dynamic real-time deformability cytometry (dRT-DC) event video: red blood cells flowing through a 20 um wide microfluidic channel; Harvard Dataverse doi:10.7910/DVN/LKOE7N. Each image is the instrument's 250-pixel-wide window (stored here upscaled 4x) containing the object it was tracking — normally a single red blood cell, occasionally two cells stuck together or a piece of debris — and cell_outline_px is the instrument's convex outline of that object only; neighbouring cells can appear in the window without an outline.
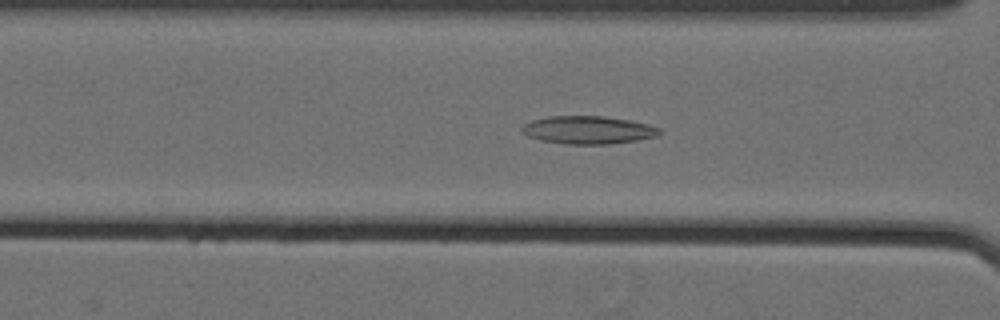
{"species": "Egyptian fruit bat (a non-hibernating species)", "species_latin": "Rousettus aegyptiacus", "temperature_condition": "cold", "stored_images_in_passage": 60, "camera_frame_rate_fps": 3000, "um_per_image_px": 0.085, "animal": {"sex": "female"}, "frame": {"image": 1, "passage_image": 28, "time_ms": 9.0, "image_size_px": [1000, 320], "cell_outline_px": [[660, 132], [656, 136], [636, 140], [608, 144], [564, 144], [540, 140], [528, 136], [520, 132], [520, 128], [524, 124], [532, 120], [548, 116], [604, 116], [632, 120], [648, 124], [660, 128]], "centroid_in_image_um": [49.95, 11.04], "position_along_channel_um": 116.6, "area_um2": 22.48}}
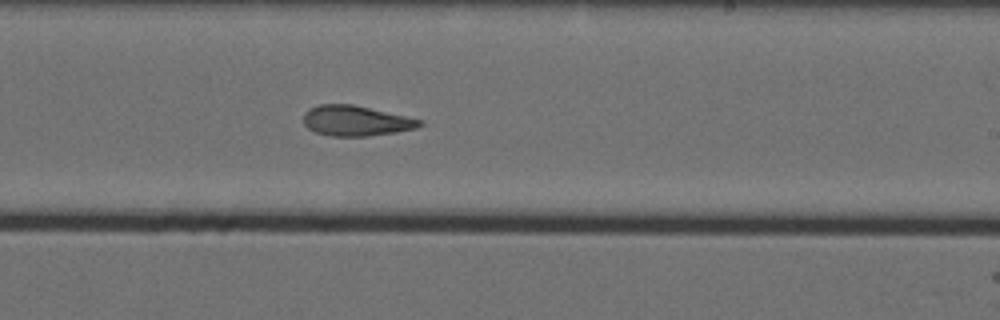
{"frame": {"image": 2, "passage_image": 40, "time_ms": 13.0, "image_size_px": [1000, 320], "cell_outline_px": [[424, 124], [416, 128], [396, 132], [368, 136], [332, 136], [316, 132], [308, 128], [304, 124], [304, 112], [308, 108], [320, 104], [352, 104], [424, 120]], "centroid_in_image_um": [30.26, 10.26], "position_along_channel_um": 258.7, "area_um2": 20.52}}
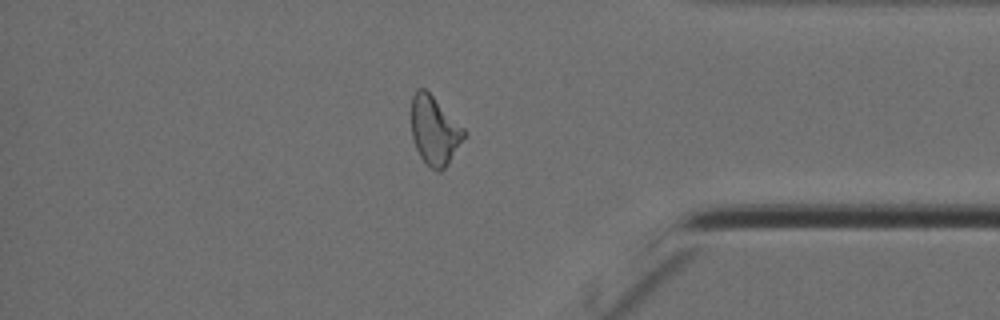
{"frame": {"image": 3, "passage_image": 53, "time_ms": 17.333, "image_size_px": [1000, 320], "cell_outline_px": [[468, 132], [448, 164], [440, 172], [436, 172], [420, 156], [416, 148], [412, 136], [412, 96], [416, 88], [424, 88]], "centroid_in_image_um": [36.94, 11.1], "position_along_channel_um": 398.3, "area_um2": 20.81}, "authors_computed_cell_mechanics": {"area_um2": 22.542, "velocity_mm_per_s": 3.5542, "shape_relaxation_time_tau1_ms": null, "shape_relaxation_time_tau2_ms": 4.5085, "deformation_change_tau1": null, "deformation_change_tau2": 0.1317}}